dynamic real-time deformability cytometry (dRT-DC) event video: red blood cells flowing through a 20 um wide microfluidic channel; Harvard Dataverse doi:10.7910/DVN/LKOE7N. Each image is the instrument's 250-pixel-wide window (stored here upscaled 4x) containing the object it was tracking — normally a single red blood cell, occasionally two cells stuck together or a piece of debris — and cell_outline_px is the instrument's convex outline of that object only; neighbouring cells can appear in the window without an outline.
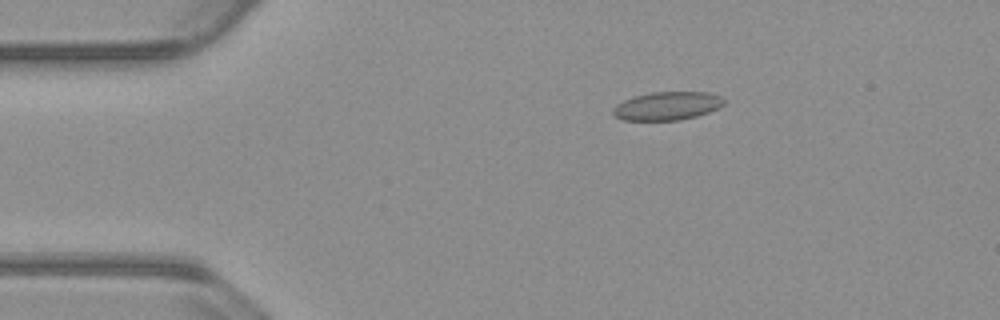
{"species": "common noctule bat (a hibernating species)", "species_latin": "Nyctalus noctula", "temperature_condition": "warm", "stored_images_in_passage": 16, "camera_frame_rate_fps": 3000, "um_per_image_px": 0.085, "animal": {"sex": "male", "body_mass_g": 23.1, "forearm_length_mm": 52.7}, "frame": {"image": 1, "passage_image": 10, "time_ms": 3.0, "image_size_px": [1000, 320], "cell_outline_px": [[724, 104], [708, 112], [696, 116], [680, 120], [624, 120], [616, 116], [612, 112], [612, 108], [616, 104], [632, 96], [652, 92], [708, 92], [720, 96], [724, 100]], "centroid_in_image_um": [56.68, 8.99], "position_along_channel_um": 28.3, "area_um2": 18.26}}